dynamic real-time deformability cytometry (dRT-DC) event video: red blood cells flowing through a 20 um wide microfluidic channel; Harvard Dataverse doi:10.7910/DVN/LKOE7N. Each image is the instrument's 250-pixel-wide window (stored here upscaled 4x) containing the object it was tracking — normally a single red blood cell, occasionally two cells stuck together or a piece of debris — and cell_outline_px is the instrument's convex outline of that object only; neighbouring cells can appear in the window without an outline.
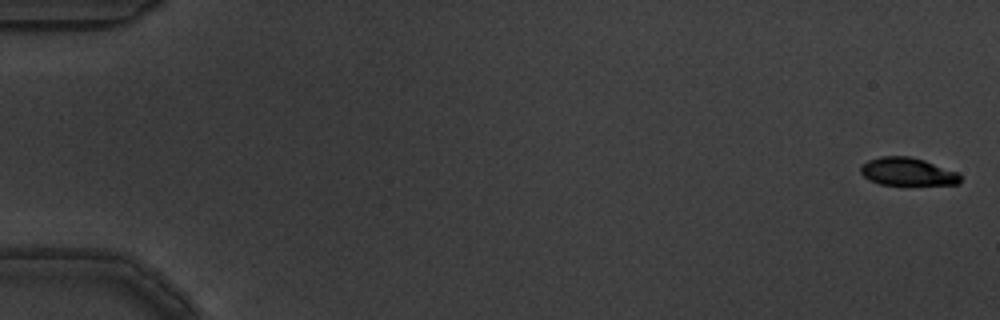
{"species": "common noctule bat (a hibernating species)", "species_latin": "Nyctalus noctula", "temperature_condition": "warm", "stored_images_in_passage": 7, "camera_frame_rate_fps": 3000, "um_per_image_px": 0.085, "animal": {"sex": "male", "body_mass_g": 19.5, "forearm_length_mm": 54.6}, "frame": {"image": 1, "passage_image": 1, "time_ms": 0.0, "image_size_px": [1000, 320], "cell_outline_px": [[960, 184], [904, 188], [880, 184], [868, 180], [860, 172], [860, 168], [868, 160], [880, 156], [908, 156], [924, 160], [956, 172], [960, 176]], "centroid_in_image_um": [77.14, 14.66], "position_along_channel_um": 7.9, "area_um2": 17.05}}
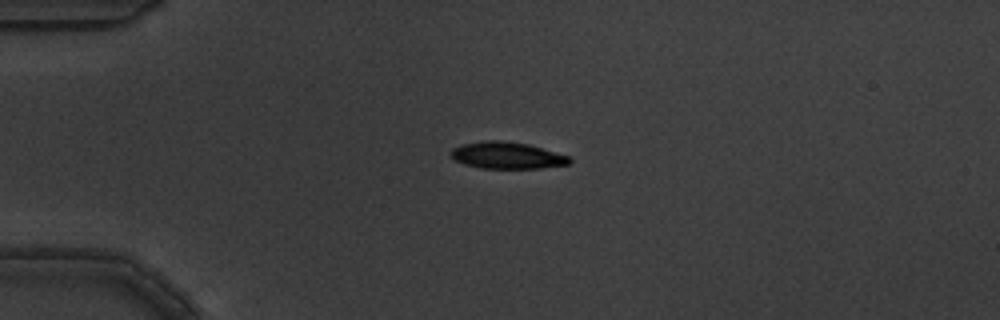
{"frame": {"image": 2, "passage_image": 5, "time_ms": 1.333, "image_size_px": [1000, 320], "cell_outline_px": [[572, 160], [568, 164], [540, 168], [480, 168], [464, 164], [456, 160], [452, 156], [452, 148], [460, 144], [484, 140], [500, 140], [528, 144], [572, 156]], "centroid_in_image_um": [43.12, 13.2], "position_along_channel_um": 41.9, "area_um2": 18.55}}
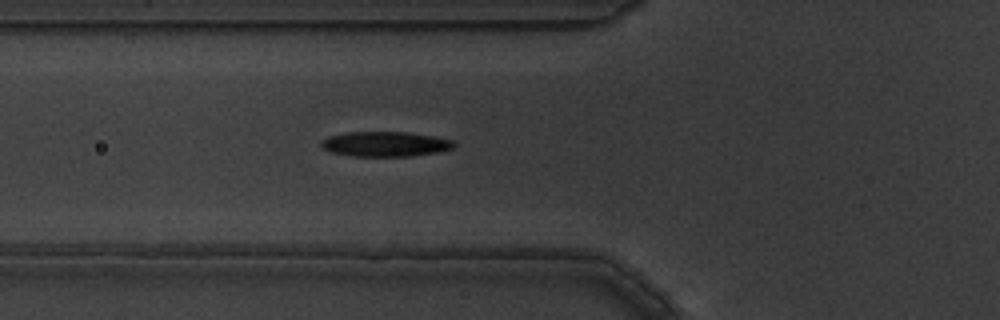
{"frame": {"image": 3, "passage_image": 7, "time_ms": 2.0, "image_size_px": [1000, 320], "cell_outline_px": [[456, 144], [452, 148], [436, 152], [412, 156], [352, 156], [332, 152], [324, 148], [320, 144], [328, 136], [348, 132], [404, 132], [432, 136], [452, 140]], "centroid_in_image_um": [32.74, 12.24], "position_along_channel_um": 93.1, "area_um2": 19.02}}